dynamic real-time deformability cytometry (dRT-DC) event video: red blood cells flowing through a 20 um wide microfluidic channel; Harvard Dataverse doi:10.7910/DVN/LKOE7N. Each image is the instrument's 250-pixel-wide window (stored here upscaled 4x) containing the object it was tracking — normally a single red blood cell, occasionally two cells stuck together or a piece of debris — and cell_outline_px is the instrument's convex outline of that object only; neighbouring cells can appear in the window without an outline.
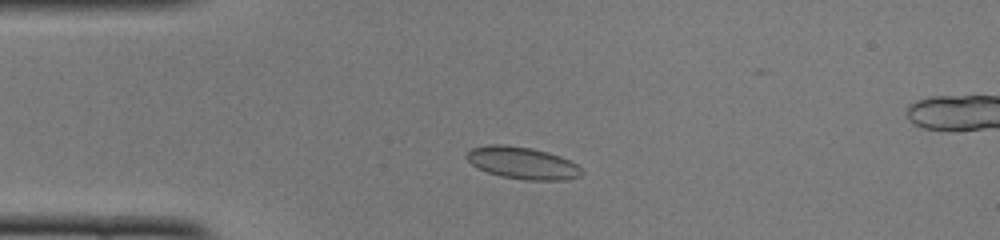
{"species": "common noctule bat (a hibernating species)", "species_latin": "Nyctalus noctula", "temperature_condition": "cold", "stored_images_in_passage": 40, "camera_frame_rate_fps": 3000, "um_per_image_px": 0.085, "animal": {"sex": "female", "body_mass_g": 22.0, "forearm_length_mm": 56.7}, "frame": {"image": 1, "passage_image": 1, "time_ms": 0.0, "image_size_px": [1000, 240], "cell_outline_px": [[584, 172], [580, 176], [564, 180], [528, 180], [500, 176], [488, 172], [472, 164], [464, 156], [472, 148], [488, 144], [504, 144], [532, 148], [548, 152], [560, 156], [576, 164]], "centroid_in_image_um": [44.41, 13.84], "position_along_channel_um": 40.6, "area_um2": 21.44}}
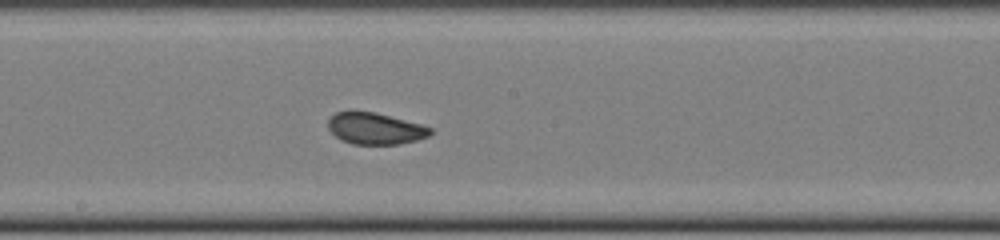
{"frame": {"image": 2, "passage_image": 16, "time_ms": 5.0, "image_size_px": [1000, 240], "cell_outline_px": [[432, 132], [428, 136], [416, 140], [400, 144], [352, 144], [340, 140], [328, 128], [328, 120], [336, 112], [376, 112], [420, 124], [432, 128]], "centroid_in_image_um": [31.89, 10.93], "position_along_channel_um": 216.3, "area_um2": 18.61}}
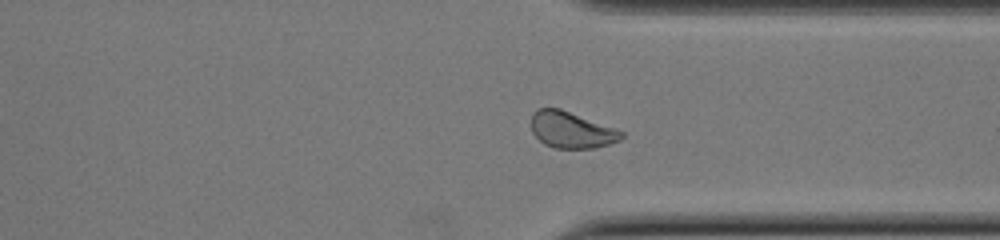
{"frame": {"image": 3, "passage_image": 27, "time_ms": 8.667, "image_size_px": [1000, 240], "cell_outline_px": [[624, 136], [620, 140], [596, 148], [552, 148], [544, 144], [532, 132], [532, 112], [536, 108], [560, 108], [616, 128], [624, 132]], "centroid_in_image_um": [48.57, 11.04], "position_along_channel_um": 362.8, "area_um2": 19.25}, "authors_computed_cell_mechanics": {"area_um2": 19.7098, "velocity_mm_per_s": 3.9756, "shape_relaxation_time_tau1_ms": 3.8651, "shape_relaxation_time_tau2_ms": 0.6419, "deformation_change_tau1": 0.0883, "deformation_change_tau2": 0.0565}}